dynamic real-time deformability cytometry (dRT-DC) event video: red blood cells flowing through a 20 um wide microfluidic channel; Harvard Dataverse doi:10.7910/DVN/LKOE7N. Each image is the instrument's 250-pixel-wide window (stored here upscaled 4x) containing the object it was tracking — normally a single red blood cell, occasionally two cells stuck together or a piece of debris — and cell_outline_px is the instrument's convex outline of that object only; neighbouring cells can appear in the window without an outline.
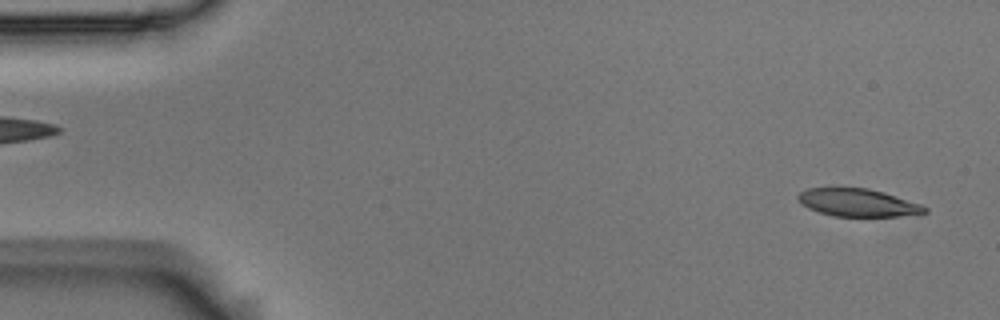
{"species": "Egyptian fruit bat (a non-hibernating species)", "species_latin": "Rousettus aegyptiacus", "temperature_condition": "room temperature", "stored_images_in_passage": 5, "segment_of_instrument_passage": [2, 2], "camera_frame_rate_fps": 3000, "um_per_image_px": 0.085, "animal": {"sex": "male"}, "frame": {"image": 1, "passage_image": 5, "time_ms": 1.333, "image_size_px": [1000, 320], "cell_outline_px": [[928, 212], [900, 216], [832, 216], [808, 208], [800, 204], [796, 200], [796, 196], [800, 192], [808, 188], [868, 188], [884, 192], [920, 204], [928, 208]], "centroid_in_image_um": [72.87, 17.22], "position_along_channel_um": 12.1, "area_um2": 20.46}}